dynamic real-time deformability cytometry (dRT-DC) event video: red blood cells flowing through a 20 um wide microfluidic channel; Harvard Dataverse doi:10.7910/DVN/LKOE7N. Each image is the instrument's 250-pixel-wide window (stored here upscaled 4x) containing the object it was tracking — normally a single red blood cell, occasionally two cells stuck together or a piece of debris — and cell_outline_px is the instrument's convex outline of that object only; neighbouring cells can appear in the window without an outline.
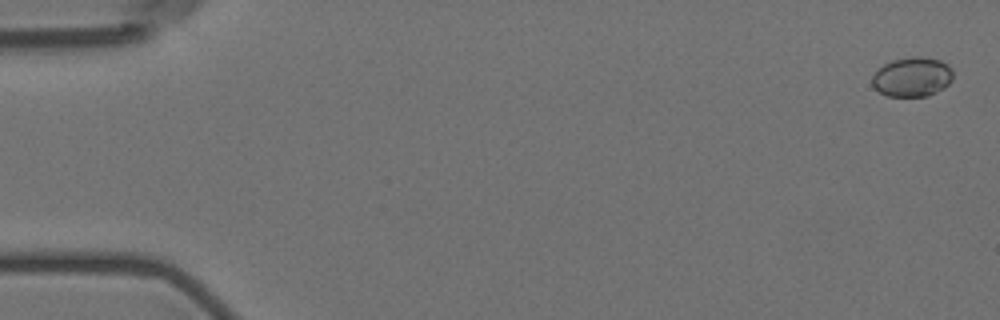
{"species": "Egyptian fruit bat (a non-hibernating species)", "species_latin": "Rousettus aegyptiacus", "temperature_condition": "room temperature", "stored_images_in_passage": 4, "camera_frame_rate_fps": 3000, "um_per_image_px": 0.085, "animal": {"sex": "female"}, "frame": {"image": 1, "passage_image": 1, "time_ms": 0.0, "image_size_px": [1000, 320], "cell_outline_px": [[952, 80], [944, 88], [928, 96], [888, 96], [880, 92], [872, 84], [872, 76], [884, 64], [892, 60], [912, 56], [920, 56], [940, 60], [948, 64], [952, 68]], "centroid_in_image_um": [77.56, 6.53], "position_along_channel_um": 7.4, "area_um2": 18.61}}